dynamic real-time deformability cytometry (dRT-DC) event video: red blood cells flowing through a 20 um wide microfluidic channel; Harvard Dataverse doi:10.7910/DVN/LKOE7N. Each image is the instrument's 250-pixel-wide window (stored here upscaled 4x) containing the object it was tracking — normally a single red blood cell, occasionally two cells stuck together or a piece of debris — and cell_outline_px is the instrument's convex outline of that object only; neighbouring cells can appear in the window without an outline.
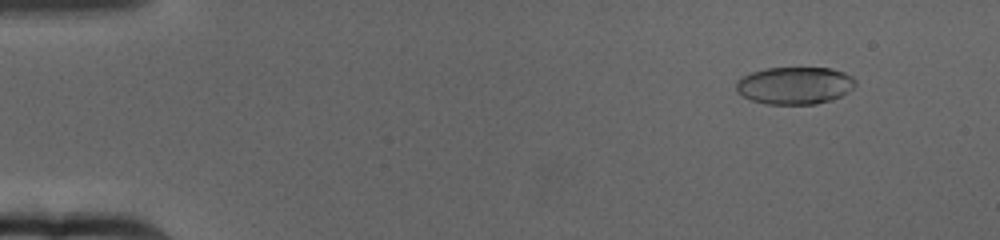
{"species": "human", "species_latin": "Homo sapiens", "temperature_condition": "cold", "stored_images_in_passage": 66, "camera_frame_rate_fps": 3000, "um_per_image_px": 0.085, "donor": {"sex": "female"}, "frame": {"image": 1, "passage_image": 7, "time_ms": 2.0, "image_size_px": [1000, 240], "cell_outline_px": [[856, 84], [848, 92], [832, 100], [816, 104], [768, 104], [752, 100], [736, 92], [736, 80], [752, 72], [764, 68], [832, 68], [844, 72], [852, 76], [856, 80]], "centroid_in_image_um": [67.56, 7.26], "position_along_channel_um": 17.4, "area_um2": 26.07}}
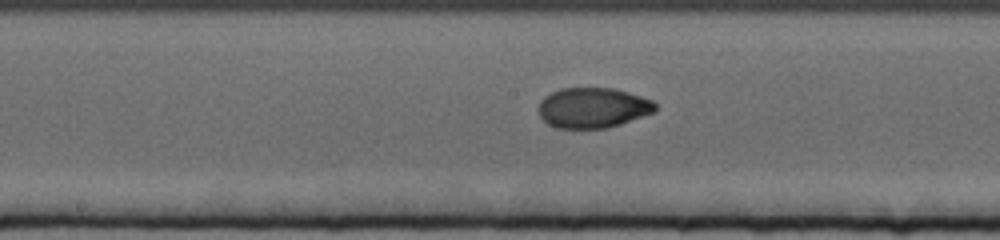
{"frame": {"image": 2, "passage_image": 35, "time_ms": 11.333, "image_size_px": [1000, 240], "cell_outline_px": [[656, 112], [608, 128], [556, 128], [548, 124], [540, 116], [540, 100], [544, 96], [560, 88], [612, 88], [628, 92], [652, 100], [656, 104]], "centroid_in_image_um": [50.41, 9.16], "position_along_channel_um": 197.8, "area_um2": 27.4}}
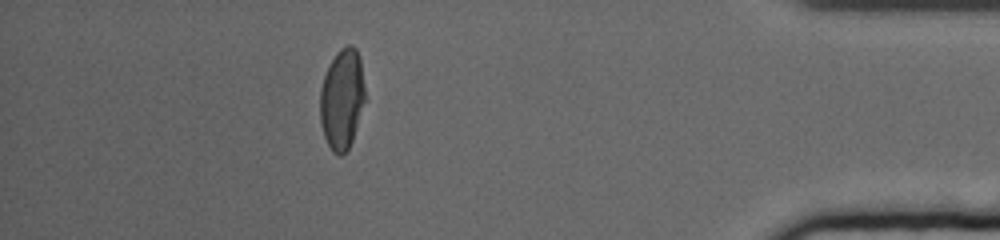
{"frame": {"image": 3, "passage_image": 59, "time_ms": 19.333, "image_size_px": [1000, 240], "cell_outline_px": [[364, 100], [352, 140], [348, 148], [340, 156], [332, 152], [324, 136], [320, 120], [320, 88], [324, 76], [336, 52], [340, 48], [348, 44], [352, 44], [356, 48], [360, 60], [364, 88]], "centroid_in_image_um": [29.05, 8.4], "position_along_channel_um": 406.2, "area_um2": 25.95}, "authors_computed_cell_mechanics": {"area_um2": 27.0215, "velocity_mm_per_s": 3.1425, "shape_relaxation_time_tau1_ms": 4.9226, "shape_relaxation_time_tau2_ms": 1.5476, "deformation_change_tau1": 0.191, "deformation_change_tau2": 0.0421}}